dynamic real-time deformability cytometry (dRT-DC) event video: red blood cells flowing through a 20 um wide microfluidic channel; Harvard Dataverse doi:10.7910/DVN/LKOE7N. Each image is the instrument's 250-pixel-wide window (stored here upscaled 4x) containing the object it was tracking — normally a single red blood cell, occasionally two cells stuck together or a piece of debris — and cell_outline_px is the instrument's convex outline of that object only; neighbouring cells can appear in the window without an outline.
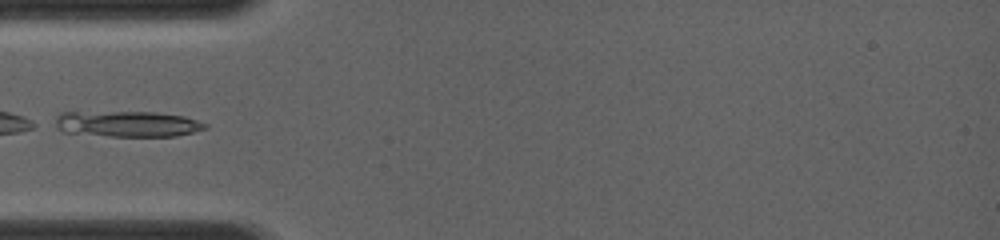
{"species": "common noctule bat (a hibernating species)", "species_latin": "Nyctalus noctula", "temperature_condition": "room temperature", "stored_images_in_passage": 1, "camera_frame_rate_fps": 4000, "um_per_image_px": 0.085, "animal": {"sex": "female", "body_mass_g": 19.0, "forearm_length_mm": 56.7}, "frame": {"image": 1, "passage_image": 1, "time_ms": 0.0, "image_size_px": [1000, 240], "cell_outline_px": [[208, 128], [176, 136], [108, 136], [64, 132], [48, 124], [60, 112], [156, 112], [184, 116], [208, 124]], "centroid_in_image_um": [10.73, 10.53], "position_along_channel_um": 74.3, "area_um2": 22.95}}